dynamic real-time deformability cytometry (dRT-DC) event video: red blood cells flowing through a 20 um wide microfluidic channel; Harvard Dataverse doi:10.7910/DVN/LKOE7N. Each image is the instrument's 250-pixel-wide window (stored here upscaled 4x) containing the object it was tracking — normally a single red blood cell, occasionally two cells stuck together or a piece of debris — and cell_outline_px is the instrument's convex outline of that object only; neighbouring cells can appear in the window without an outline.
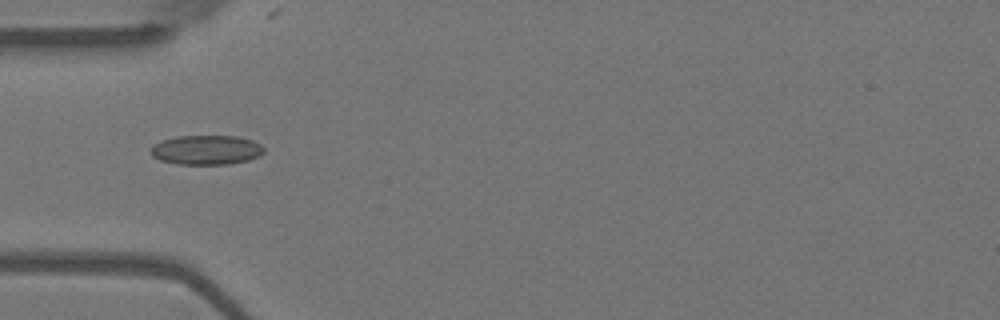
{"species": "Egyptian fruit bat (a non-hibernating species)", "species_latin": "Rousettus aegyptiacus", "temperature_condition": "warm", "stored_images_in_passage": 39, "camera_frame_rate_fps": 3000, "um_per_image_px": 0.085, "animal": {"sex": "female"}, "frame": {"image": 1, "passage_image": 1, "time_ms": 0.0, "image_size_px": [1000, 320], "cell_outline_px": [[264, 152], [260, 156], [248, 160], [228, 164], [176, 164], [160, 160], [152, 156], [152, 148], [156, 144], [164, 140], [176, 136], [236, 136], [252, 140], [260, 144], [264, 148]], "centroid_in_image_um": [17.58, 12.75], "position_along_channel_um": 67.4, "area_um2": 19.31}}
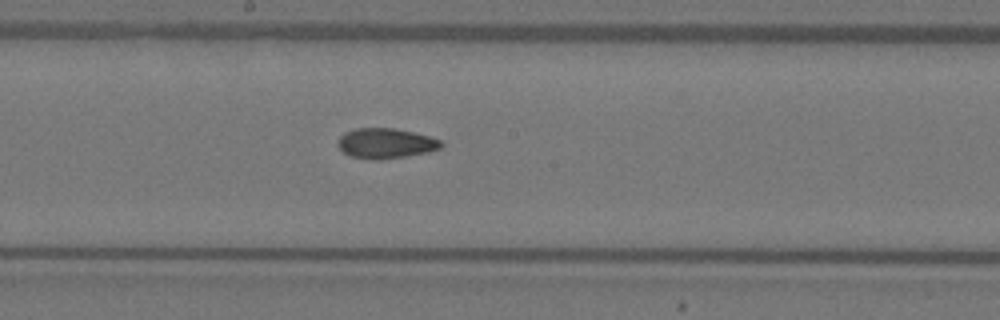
{"frame": {"image": 2, "passage_image": 13, "time_ms": 4.0, "image_size_px": [1000, 320], "cell_outline_px": [[444, 144], [440, 148], [428, 152], [404, 156], [352, 156], [344, 152], [340, 148], [340, 136], [344, 132], [356, 128], [396, 128], [428, 136], [440, 140]], "centroid_in_image_um": [32.84, 12.12], "position_along_channel_um": 215.4, "area_um2": 17.05}}
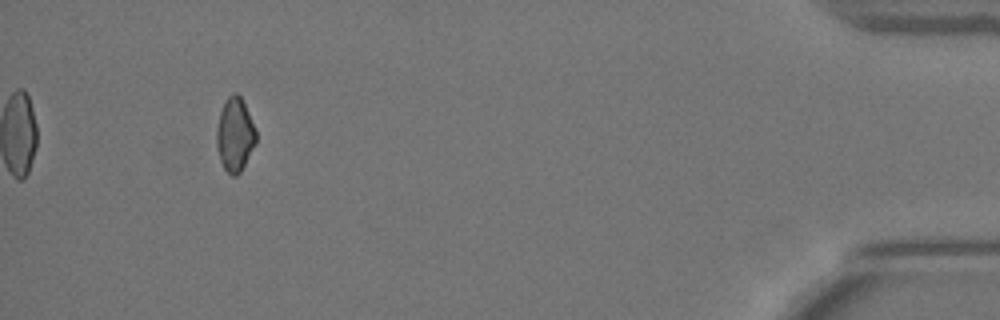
{"frame": {"image": 3, "passage_image": 35, "time_ms": 11.333, "image_size_px": [1000, 320], "cell_outline_px": [[256, 144], [240, 172], [236, 176], [232, 176], [224, 168], [220, 160], [216, 148], [216, 128], [220, 112], [224, 100], [232, 92], [236, 92], [240, 96], [256, 128]], "centroid_in_image_um": [19.96, 11.43], "position_along_channel_um": 415.2, "area_um2": 17.11}, "authors_computed_cell_mechanics": {"area_um2": 17.6868, "velocity_mm_per_s": 3.6781, "shape_relaxation_time_tau1_ms": null, "shape_relaxation_time_tau2_ms": 2.5045, "deformation_change_tau1": null, "deformation_change_tau2": 0.0598}}